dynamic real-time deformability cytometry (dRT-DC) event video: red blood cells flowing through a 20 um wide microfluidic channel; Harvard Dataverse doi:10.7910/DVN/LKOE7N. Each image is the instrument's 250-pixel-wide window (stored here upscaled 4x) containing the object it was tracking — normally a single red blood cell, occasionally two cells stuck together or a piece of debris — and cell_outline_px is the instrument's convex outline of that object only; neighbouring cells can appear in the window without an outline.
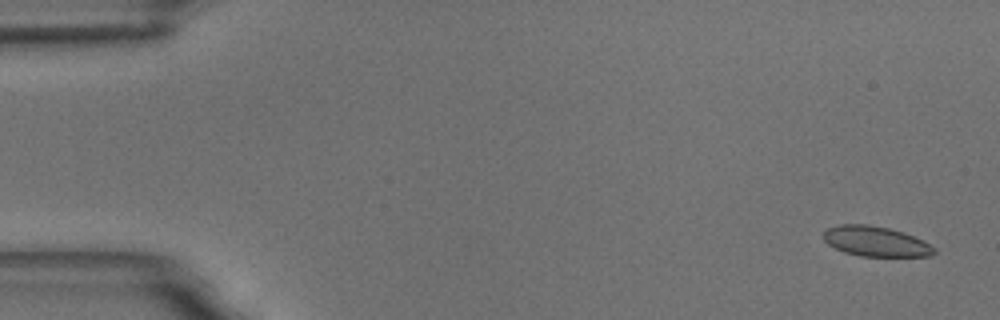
{"species": "common noctule bat (a hibernating species)", "species_latin": "Nyctalus noctula", "temperature_condition": "room temperature", "stored_images_in_passage": 57, "camera_frame_rate_fps": 3000, "um_per_image_px": 0.085, "animal": {"sex": "male", "body_mass_g": 18.8}, "frame": {"image": 1, "passage_image": 1, "time_ms": 0.0, "image_size_px": [1000, 320], "cell_outline_px": [[936, 252], [932, 256], [860, 256], [844, 252], [828, 244], [824, 240], [824, 232], [828, 228], [840, 224], [868, 224], [888, 228], [904, 232], [936, 248]], "centroid_in_image_um": [74.43, 20.52], "position_along_channel_um": 10.6, "area_um2": 19.25}}
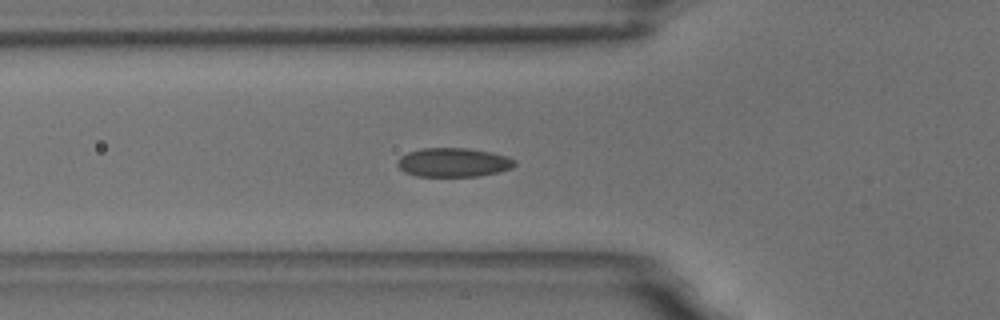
{"frame": {"image": 2, "passage_image": 19, "time_ms": 6.0, "image_size_px": [1000, 320], "cell_outline_px": [[516, 164], [512, 168], [500, 172], [476, 176], [416, 176], [404, 172], [396, 164], [400, 156], [408, 152], [420, 148], [468, 148], [492, 152], [508, 156], [516, 160]], "centroid_in_image_um": [38.55, 13.8], "position_along_channel_um": 87.2, "area_um2": 20.0}}
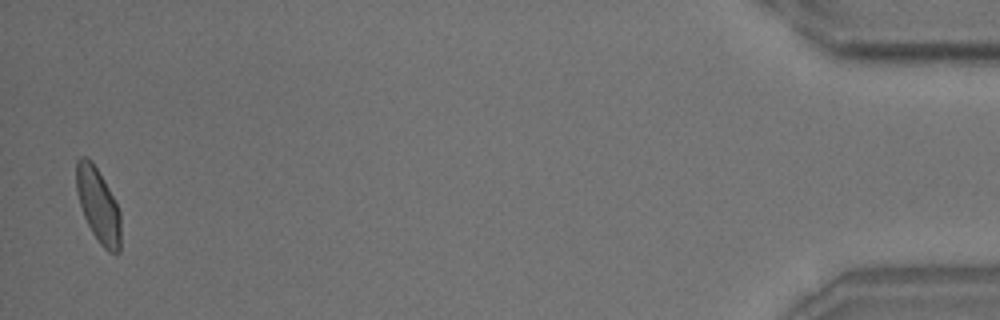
{"frame": {"image": 3, "passage_image": 56, "time_ms": 18.333, "image_size_px": [1000, 320], "cell_outline_px": [[120, 252], [116, 256], [108, 252], [100, 244], [92, 232], [84, 216], [76, 192], [76, 160], [80, 156], [84, 156], [92, 160], [104, 180], [120, 212]], "centroid_in_image_um": [8.34, 17.46], "position_along_channel_um": 426.9, "area_um2": 19.25}, "authors_computed_cell_mechanics": {"area_um2": 19.363, "velocity_mm_per_s": 3.4709, "shape_relaxation_time_tau1_ms": 5.2764, "shape_relaxation_time_tau2_ms": 1.424, "deformation_change_tau1": 0.1054, "deformation_change_tau2": 0.0649}}